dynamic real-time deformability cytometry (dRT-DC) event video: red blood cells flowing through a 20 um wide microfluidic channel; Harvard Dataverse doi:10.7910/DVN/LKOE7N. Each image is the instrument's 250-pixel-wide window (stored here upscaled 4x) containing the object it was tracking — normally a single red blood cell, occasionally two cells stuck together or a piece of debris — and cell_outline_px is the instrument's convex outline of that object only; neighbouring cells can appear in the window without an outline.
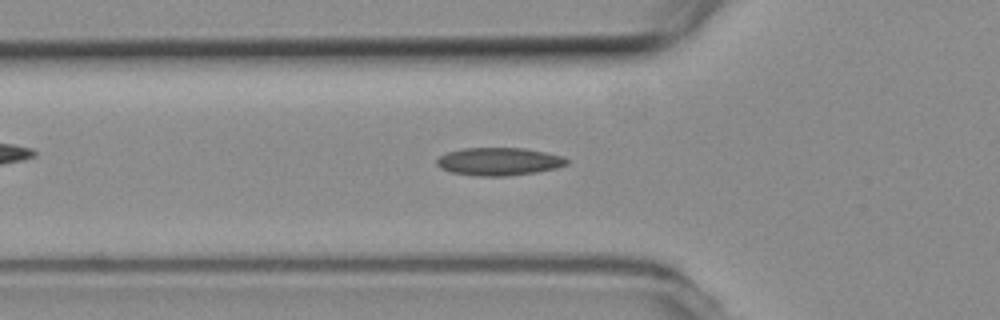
{"species": "common noctule bat (a hibernating species)", "species_latin": "Nyctalus noctula", "temperature_condition": "room temperature", "stored_images_in_passage": 51, "camera_frame_rate_fps": 3000, "um_per_image_px": 0.085, "animal": {"sex": "female", "body_mass_g": 19.3, "forearm_length_mm": 54.1}, "frame": {"image": 1, "passage_image": 17, "time_ms": 5.333, "image_size_px": [1000, 320], "cell_outline_px": [[568, 164], [556, 168], [536, 172], [508, 176], [476, 176], [452, 172], [440, 168], [436, 164], [436, 160], [440, 156], [448, 152], [464, 148], [524, 148], [544, 152], [560, 156], [568, 160]], "centroid_in_image_um": [42.39, 13.73], "position_along_channel_um": 83.4, "area_um2": 20.98}}
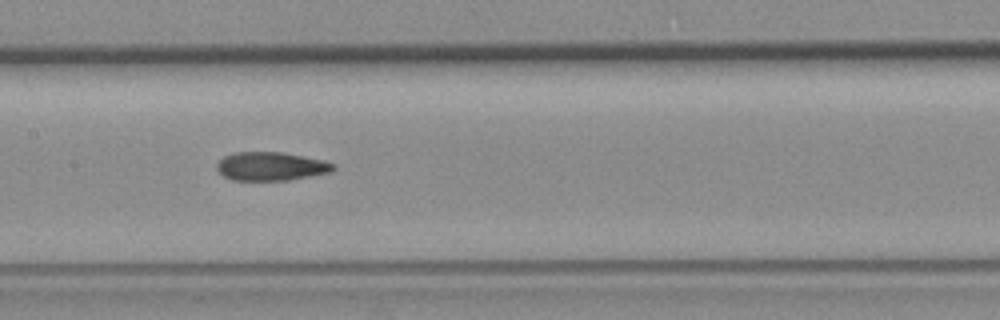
{"frame": {"image": 2, "passage_image": 25, "time_ms": 8.0, "image_size_px": [1000, 320], "cell_outline_px": [[336, 168], [332, 172], [312, 176], [288, 180], [232, 180], [224, 176], [216, 168], [216, 164], [224, 156], [236, 152], [280, 152], [324, 160], [336, 164]], "centroid_in_image_um": [23.06, 14.14], "position_along_channel_um": 184.3, "area_um2": 19.42}}
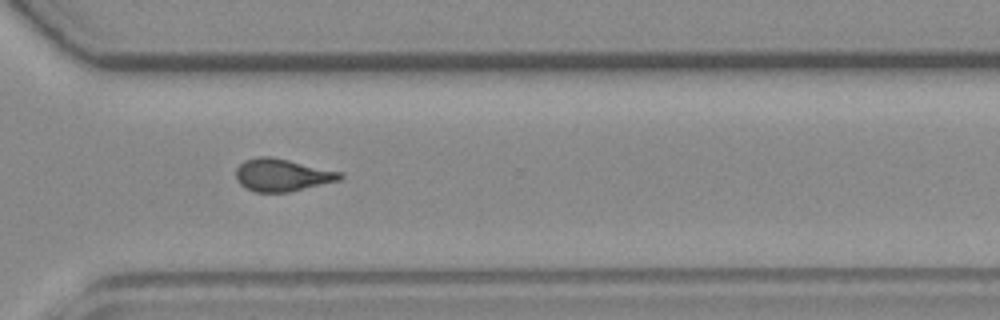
{"frame": {"image": 3, "passage_image": 38, "time_ms": 12.333, "image_size_px": [1000, 320], "cell_outline_px": [[344, 176], [340, 180], [288, 192], [256, 192], [244, 188], [236, 180], [236, 168], [244, 160], [260, 156], [268, 156], [288, 160], [340, 172]], "centroid_in_image_um": [23.93, 14.88], "position_along_channel_um": 346.7, "area_um2": 19.54}}